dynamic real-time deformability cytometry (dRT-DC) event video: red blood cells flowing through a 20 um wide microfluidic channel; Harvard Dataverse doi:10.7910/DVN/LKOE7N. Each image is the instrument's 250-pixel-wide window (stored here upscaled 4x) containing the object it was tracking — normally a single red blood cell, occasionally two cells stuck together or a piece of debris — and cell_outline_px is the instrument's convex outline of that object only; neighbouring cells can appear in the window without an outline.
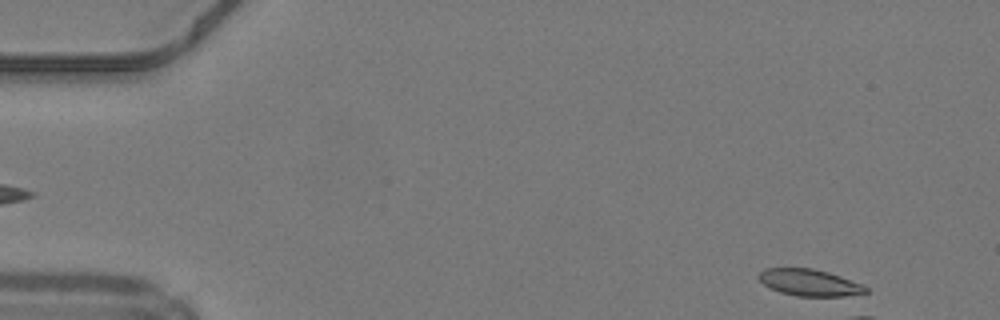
{"species": "common noctule bat (a hibernating species)", "species_latin": "Nyctalus noctula", "temperature_condition": "warm", "stored_images_in_passage": 9, "camera_frame_rate_fps": 3000, "um_per_image_px": 0.085, "animal": {"sex": "male", "body_mass_g": 19.2, "forearm_length_mm": 51.8}, "frame": {"image": 1, "passage_image": 2, "time_ms": 0.333, "image_size_px": [1000, 320], "cell_outline_px": [[868, 292], [844, 296], [796, 296], [780, 292], [764, 284], [756, 276], [764, 268], [812, 268], [828, 272], [864, 284], [868, 288]], "centroid_in_image_um": [68.82, 24.01], "position_along_channel_um": 16.2, "area_um2": 16.65}}